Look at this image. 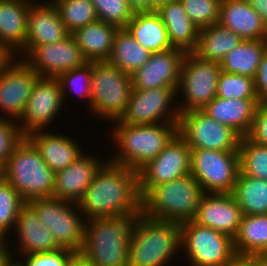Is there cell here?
<instances>
[{
  "label": "cell",
  "mask_w": 267,
  "mask_h": 266,
  "mask_svg": "<svg viewBox=\"0 0 267 266\" xmlns=\"http://www.w3.org/2000/svg\"><path fill=\"white\" fill-rule=\"evenodd\" d=\"M77 207L88 219L142 213L138 172L106 161L85 190Z\"/></svg>",
  "instance_id": "6da1fadb"
},
{
  "label": "cell",
  "mask_w": 267,
  "mask_h": 266,
  "mask_svg": "<svg viewBox=\"0 0 267 266\" xmlns=\"http://www.w3.org/2000/svg\"><path fill=\"white\" fill-rule=\"evenodd\" d=\"M140 214L88 219L80 253L93 266H128L129 243Z\"/></svg>",
  "instance_id": "7a4b0ae2"
},
{
  "label": "cell",
  "mask_w": 267,
  "mask_h": 266,
  "mask_svg": "<svg viewBox=\"0 0 267 266\" xmlns=\"http://www.w3.org/2000/svg\"><path fill=\"white\" fill-rule=\"evenodd\" d=\"M181 246V224L141 213L129 243L128 266H164Z\"/></svg>",
  "instance_id": "3957f363"
},
{
  "label": "cell",
  "mask_w": 267,
  "mask_h": 266,
  "mask_svg": "<svg viewBox=\"0 0 267 266\" xmlns=\"http://www.w3.org/2000/svg\"><path fill=\"white\" fill-rule=\"evenodd\" d=\"M0 175L25 202L53 196L55 172L26 137L14 147Z\"/></svg>",
  "instance_id": "277c9868"
},
{
  "label": "cell",
  "mask_w": 267,
  "mask_h": 266,
  "mask_svg": "<svg viewBox=\"0 0 267 266\" xmlns=\"http://www.w3.org/2000/svg\"><path fill=\"white\" fill-rule=\"evenodd\" d=\"M204 194L191 175L153 186L141 198L142 213L150 218L183 223L194 220Z\"/></svg>",
  "instance_id": "5b68a950"
},
{
  "label": "cell",
  "mask_w": 267,
  "mask_h": 266,
  "mask_svg": "<svg viewBox=\"0 0 267 266\" xmlns=\"http://www.w3.org/2000/svg\"><path fill=\"white\" fill-rule=\"evenodd\" d=\"M114 139L120 155L112 163L139 171L152 161L178 134V123H156L151 125H130L117 122Z\"/></svg>",
  "instance_id": "8992f818"
},
{
  "label": "cell",
  "mask_w": 267,
  "mask_h": 266,
  "mask_svg": "<svg viewBox=\"0 0 267 266\" xmlns=\"http://www.w3.org/2000/svg\"><path fill=\"white\" fill-rule=\"evenodd\" d=\"M91 89L94 113L116 121L124 113L133 91L131 75L108 61H92Z\"/></svg>",
  "instance_id": "52a82bcc"
},
{
  "label": "cell",
  "mask_w": 267,
  "mask_h": 266,
  "mask_svg": "<svg viewBox=\"0 0 267 266\" xmlns=\"http://www.w3.org/2000/svg\"><path fill=\"white\" fill-rule=\"evenodd\" d=\"M181 244L191 266H228L238 259L232 237L193 220L181 223Z\"/></svg>",
  "instance_id": "ba28073f"
},
{
  "label": "cell",
  "mask_w": 267,
  "mask_h": 266,
  "mask_svg": "<svg viewBox=\"0 0 267 266\" xmlns=\"http://www.w3.org/2000/svg\"><path fill=\"white\" fill-rule=\"evenodd\" d=\"M239 152L191 149V175L204 193L232 194L238 174Z\"/></svg>",
  "instance_id": "9c48e42d"
},
{
  "label": "cell",
  "mask_w": 267,
  "mask_h": 266,
  "mask_svg": "<svg viewBox=\"0 0 267 266\" xmlns=\"http://www.w3.org/2000/svg\"><path fill=\"white\" fill-rule=\"evenodd\" d=\"M221 72L220 63L203 60L193 52L186 53L178 84L186 103L178 109L179 113L204 109L216 97Z\"/></svg>",
  "instance_id": "30bf717a"
},
{
  "label": "cell",
  "mask_w": 267,
  "mask_h": 266,
  "mask_svg": "<svg viewBox=\"0 0 267 266\" xmlns=\"http://www.w3.org/2000/svg\"><path fill=\"white\" fill-rule=\"evenodd\" d=\"M40 222L50 231L60 248L80 253L85 223L74 213V203L58 198H37L27 202ZM70 204V205H69Z\"/></svg>",
  "instance_id": "8fae6325"
},
{
  "label": "cell",
  "mask_w": 267,
  "mask_h": 266,
  "mask_svg": "<svg viewBox=\"0 0 267 266\" xmlns=\"http://www.w3.org/2000/svg\"><path fill=\"white\" fill-rule=\"evenodd\" d=\"M178 134L191 149L238 151L241 136L231 127L219 123L202 110L180 114Z\"/></svg>",
  "instance_id": "7c38bea8"
},
{
  "label": "cell",
  "mask_w": 267,
  "mask_h": 266,
  "mask_svg": "<svg viewBox=\"0 0 267 266\" xmlns=\"http://www.w3.org/2000/svg\"><path fill=\"white\" fill-rule=\"evenodd\" d=\"M191 173V148L177 134L156 158L138 171L141 198L156 185L184 177Z\"/></svg>",
  "instance_id": "4fadbf2b"
},
{
  "label": "cell",
  "mask_w": 267,
  "mask_h": 266,
  "mask_svg": "<svg viewBox=\"0 0 267 266\" xmlns=\"http://www.w3.org/2000/svg\"><path fill=\"white\" fill-rule=\"evenodd\" d=\"M177 92V87H161L148 90L133 89L124 113L116 122L130 125H151L163 121V123H179V110L169 111L170 103H172Z\"/></svg>",
  "instance_id": "5bb4252c"
},
{
  "label": "cell",
  "mask_w": 267,
  "mask_h": 266,
  "mask_svg": "<svg viewBox=\"0 0 267 266\" xmlns=\"http://www.w3.org/2000/svg\"><path fill=\"white\" fill-rule=\"evenodd\" d=\"M27 55L30 60L24 62L40 77L57 78L89 62L71 34L61 41L36 46Z\"/></svg>",
  "instance_id": "9a60e30c"
},
{
  "label": "cell",
  "mask_w": 267,
  "mask_h": 266,
  "mask_svg": "<svg viewBox=\"0 0 267 266\" xmlns=\"http://www.w3.org/2000/svg\"><path fill=\"white\" fill-rule=\"evenodd\" d=\"M63 100L62 89L57 78L39 77L20 117L23 122L25 121L24 125L19 127L22 135L26 137L34 131L43 130L58 114Z\"/></svg>",
  "instance_id": "2e32d148"
},
{
  "label": "cell",
  "mask_w": 267,
  "mask_h": 266,
  "mask_svg": "<svg viewBox=\"0 0 267 266\" xmlns=\"http://www.w3.org/2000/svg\"><path fill=\"white\" fill-rule=\"evenodd\" d=\"M39 77L24 61H12L0 73V109L20 121Z\"/></svg>",
  "instance_id": "e0dca14e"
},
{
  "label": "cell",
  "mask_w": 267,
  "mask_h": 266,
  "mask_svg": "<svg viewBox=\"0 0 267 266\" xmlns=\"http://www.w3.org/2000/svg\"><path fill=\"white\" fill-rule=\"evenodd\" d=\"M185 54L186 52L179 48L152 53L148 61L131 74L133 89L178 88Z\"/></svg>",
  "instance_id": "ac0fdd59"
},
{
  "label": "cell",
  "mask_w": 267,
  "mask_h": 266,
  "mask_svg": "<svg viewBox=\"0 0 267 266\" xmlns=\"http://www.w3.org/2000/svg\"><path fill=\"white\" fill-rule=\"evenodd\" d=\"M243 213L232 194L204 193L194 222L234 238Z\"/></svg>",
  "instance_id": "d6986e66"
},
{
  "label": "cell",
  "mask_w": 267,
  "mask_h": 266,
  "mask_svg": "<svg viewBox=\"0 0 267 266\" xmlns=\"http://www.w3.org/2000/svg\"><path fill=\"white\" fill-rule=\"evenodd\" d=\"M69 35L53 0L48 4H31L27 18L26 41L22 48L25 54L36 46L58 42Z\"/></svg>",
  "instance_id": "ffe728a7"
},
{
  "label": "cell",
  "mask_w": 267,
  "mask_h": 266,
  "mask_svg": "<svg viewBox=\"0 0 267 266\" xmlns=\"http://www.w3.org/2000/svg\"><path fill=\"white\" fill-rule=\"evenodd\" d=\"M82 153L71 165L55 173L53 198L77 203L83 197L102 165L97 159Z\"/></svg>",
  "instance_id": "44dd1931"
},
{
  "label": "cell",
  "mask_w": 267,
  "mask_h": 266,
  "mask_svg": "<svg viewBox=\"0 0 267 266\" xmlns=\"http://www.w3.org/2000/svg\"><path fill=\"white\" fill-rule=\"evenodd\" d=\"M219 24L243 40L267 39V26L245 0H222Z\"/></svg>",
  "instance_id": "7402d4cb"
},
{
  "label": "cell",
  "mask_w": 267,
  "mask_h": 266,
  "mask_svg": "<svg viewBox=\"0 0 267 266\" xmlns=\"http://www.w3.org/2000/svg\"><path fill=\"white\" fill-rule=\"evenodd\" d=\"M259 99H225L215 97L202 111L221 124L246 137L253 124Z\"/></svg>",
  "instance_id": "603a6c76"
},
{
  "label": "cell",
  "mask_w": 267,
  "mask_h": 266,
  "mask_svg": "<svg viewBox=\"0 0 267 266\" xmlns=\"http://www.w3.org/2000/svg\"><path fill=\"white\" fill-rule=\"evenodd\" d=\"M34 131L26 138L36 147L44 162L56 173L71 165L82 153L67 136Z\"/></svg>",
  "instance_id": "cb8c5ba5"
},
{
  "label": "cell",
  "mask_w": 267,
  "mask_h": 266,
  "mask_svg": "<svg viewBox=\"0 0 267 266\" xmlns=\"http://www.w3.org/2000/svg\"><path fill=\"white\" fill-rule=\"evenodd\" d=\"M19 250L23 254L50 252L60 249L50 231L40 222L35 210L26 202L17 215Z\"/></svg>",
  "instance_id": "d4e9b609"
},
{
  "label": "cell",
  "mask_w": 267,
  "mask_h": 266,
  "mask_svg": "<svg viewBox=\"0 0 267 266\" xmlns=\"http://www.w3.org/2000/svg\"><path fill=\"white\" fill-rule=\"evenodd\" d=\"M156 11L168 31L171 45L186 53L193 52L197 47L200 29L189 19L180 0L163 4Z\"/></svg>",
  "instance_id": "484cf974"
},
{
  "label": "cell",
  "mask_w": 267,
  "mask_h": 266,
  "mask_svg": "<svg viewBox=\"0 0 267 266\" xmlns=\"http://www.w3.org/2000/svg\"><path fill=\"white\" fill-rule=\"evenodd\" d=\"M31 3L30 0H0V44L12 53L25 45Z\"/></svg>",
  "instance_id": "4316f807"
},
{
  "label": "cell",
  "mask_w": 267,
  "mask_h": 266,
  "mask_svg": "<svg viewBox=\"0 0 267 266\" xmlns=\"http://www.w3.org/2000/svg\"><path fill=\"white\" fill-rule=\"evenodd\" d=\"M125 29L151 53L174 48L162 18L156 10L134 12Z\"/></svg>",
  "instance_id": "83f0119b"
},
{
  "label": "cell",
  "mask_w": 267,
  "mask_h": 266,
  "mask_svg": "<svg viewBox=\"0 0 267 266\" xmlns=\"http://www.w3.org/2000/svg\"><path fill=\"white\" fill-rule=\"evenodd\" d=\"M118 27L97 20L75 30L71 35L89 61H107L111 55Z\"/></svg>",
  "instance_id": "f1b7e54d"
},
{
  "label": "cell",
  "mask_w": 267,
  "mask_h": 266,
  "mask_svg": "<svg viewBox=\"0 0 267 266\" xmlns=\"http://www.w3.org/2000/svg\"><path fill=\"white\" fill-rule=\"evenodd\" d=\"M266 48L267 39L242 40L220 62L221 69L226 73L254 78Z\"/></svg>",
  "instance_id": "f546056e"
},
{
  "label": "cell",
  "mask_w": 267,
  "mask_h": 266,
  "mask_svg": "<svg viewBox=\"0 0 267 266\" xmlns=\"http://www.w3.org/2000/svg\"><path fill=\"white\" fill-rule=\"evenodd\" d=\"M234 239L238 258L267 253V214L243 215Z\"/></svg>",
  "instance_id": "4dcf8cb0"
},
{
  "label": "cell",
  "mask_w": 267,
  "mask_h": 266,
  "mask_svg": "<svg viewBox=\"0 0 267 266\" xmlns=\"http://www.w3.org/2000/svg\"><path fill=\"white\" fill-rule=\"evenodd\" d=\"M242 40L240 36L219 23L213 24L200 29L197 47L193 53L203 60L220 63Z\"/></svg>",
  "instance_id": "1f68e13d"
},
{
  "label": "cell",
  "mask_w": 267,
  "mask_h": 266,
  "mask_svg": "<svg viewBox=\"0 0 267 266\" xmlns=\"http://www.w3.org/2000/svg\"><path fill=\"white\" fill-rule=\"evenodd\" d=\"M151 54L125 28H120L115 34L113 49L107 61L131 75L148 61Z\"/></svg>",
  "instance_id": "d6a6232c"
},
{
  "label": "cell",
  "mask_w": 267,
  "mask_h": 266,
  "mask_svg": "<svg viewBox=\"0 0 267 266\" xmlns=\"http://www.w3.org/2000/svg\"><path fill=\"white\" fill-rule=\"evenodd\" d=\"M243 215L267 214V180L240 171L232 192Z\"/></svg>",
  "instance_id": "836d02e7"
},
{
  "label": "cell",
  "mask_w": 267,
  "mask_h": 266,
  "mask_svg": "<svg viewBox=\"0 0 267 266\" xmlns=\"http://www.w3.org/2000/svg\"><path fill=\"white\" fill-rule=\"evenodd\" d=\"M53 3L70 34L98 20L91 0H54Z\"/></svg>",
  "instance_id": "e575fe53"
},
{
  "label": "cell",
  "mask_w": 267,
  "mask_h": 266,
  "mask_svg": "<svg viewBox=\"0 0 267 266\" xmlns=\"http://www.w3.org/2000/svg\"><path fill=\"white\" fill-rule=\"evenodd\" d=\"M239 167L243 175L267 180V146L242 137L239 144Z\"/></svg>",
  "instance_id": "d590c367"
},
{
  "label": "cell",
  "mask_w": 267,
  "mask_h": 266,
  "mask_svg": "<svg viewBox=\"0 0 267 266\" xmlns=\"http://www.w3.org/2000/svg\"><path fill=\"white\" fill-rule=\"evenodd\" d=\"M26 202L20 194L0 175V240L12 224H16L17 215ZM11 226V227H10Z\"/></svg>",
  "instance_id": "8d00e7d4"
},
{
  "label": "cell",
  "mask_w": 267,
  "mask_h": 266,
  "mask_svg": "<svg viewBox=\"0 0 267 266\" xmlns=\"http://www.w3.org/2000/svg\"><path fill=\"white\" fill-rule=\"evenodd\" d=\"M216 97L225 99H258L254 78L221 72Z\"/></svg>",
  "instance_id": "74e56055"
},
{
  "label": "cell",
  "mask_w": 267,
  "mask_h": 266,
  "mask_svg": "<svg viewBox=\"0 0 267 266\" xmlns=\"http://www.w3.org/2000/svg\"><path fill=\"white\" fill-rule=\"evenodd\" d=\"M97 18L120 28H125L133 18L134 10L127 0H91Z\"/></svg>",
  "instance_id": "f35d334b"
},
{
  "label": "cell",
  "mask_w": 267,
  "mask_h": 266,
  "mask_svg": "<svg viewBox=\"0 0 267 266\" xmlns=\"http://www.w3.org/2000/svg\"><path fill=\"white\" fill-rule=\"evenodd\" d=\"M222 0H180L189 19L203 29L219 23Z\"/></svg>",
  "instance_id": "ab89813d"
},
{
  "label": "cell",
  "mask_w": 267,
  "mask_h": 266,
  "mask_svg": "<svg viewBox=\"0 0 267 266\" xmlns=\"http://www.w3.org/2000/svg\"><path fill=\"white\" fill-rule=\"evenodd\" d=\"M91 73H92V62H88L84 66L75 68L71 71L61 73L57 77V79L59 80L62 89L63 98H65L64 96L66 93L65 87L69 86L68 88L70 87L73 88L74 91H77V94H79L80 97H89V102H90L89 104L91 107V95H92ZM78 81L82 83V86L81 84H79ZM78 85H80V89L82 90L75 89L79 87Z\"/></svg>",
  "instance_id": "60d3db41"
},
{
  "label": "cell",
  "mask_w": 267,
  "mask_h": 266,
  "mask_svg": "<svg viewBox=\"0 0 267 266\" xmlns=\"http://www.w3.org/2000/svg\"><path fill=\"white\" fill-rule=\"evenodd\" d=\"M0 116V171L4 168L14 147L24 137L16 123ZM12 122V123H11Z\"/></svg>",
  "instance_id": "b9f144b4"
},
{
  "label": "cell",
  "mask_w": 267,
  "mask_h": 266,
  "mask_svg": "<svg viewBox=\"0 0 267 266\" xmlns=\"http://www.w3.org/2000/svg\"><path fill=\"white\" fill-rule=\"evenodd\" d=\"M73 254V251L66 248L50 252L25 254V259L27 260H25L24 264L26 266H64Z\"/></svg>",
  "instance_id": "7bdbcfd3"
},
{
  "label": "cell",
  "mask_w": 267,
  "mask_h": 266,
  "mask_svg": "<svg viewBox=\"0 0 267 266\" xmlns=\"http://www.w3.org/2000/svg\"><path fill=\"white\" fill-rule=\"evenodd\" d=\"M247 137L256 144L267 146V103H260L257 106L252 128Z\"/></svg>",
  "instance_id": "ee69618b"
},
{
  "label": "cell",
  "mask_w": 267,
  "mask_h": 266,
  "mask_svg": "<svg viewBox=\"0 0 267 266\" xmlns=\"http://www.w3.org/2000/svg\"><path fill=\"white\" fill-rule=\"evenodd\" d=\"M254 81L259 103H267V48L263 53Z\"/></svg>",
  "instance_id": "f6af8a7d"
},
{
  "label": "cell",
  "mask_w": 267,
  "mask_h": 266,
  "mask_svg": "<svg viewBox=\"0 0 267 266\" xmlns=\"http://www.w3.org/2000/svg\"><path fill=\"white\" fill-rule=\"evenodd\" d=\"M261 17L263 23L267 26V0H245Z\"/></svg>",
  "instance_id": "bcb514c9"
},
{
  "label": "cell",
  "mask_w": 267,
  "mask_h": 266,
  "mask_svg": "<svg viewBox=\"0 0 267 266\" xmlns=\"http://www.w3.org/2000/svg\"><path fill=\"white\" fill-rule=\"evenodd\" d=\"M13 55L5 45L0 44V73L12 62Z\"/></svg>",
  "instance_id": "7dc6e473"
},
{
  "label": "cell",
  "mask_w": 267,
  "mask_h": 266,
  "mask_svg": "<svg viewBox=\"0 0 267 266\" xmlns=\"http://www.w3.org/2000/svg\"><path fill=\"white\" fill-rule=\"evenodd\" d=\"M130 7L136 11H152V0H127Z\"/></svg>",
  "instance_id": "c3c4849f"
},
{
  "label": "cell",
  "mask_w": 267,
  "mask_h": 266,
  "mask_svg": "<svg viewBox=\"0 0 267 266\" xmlns=\"http://www.w3.org/2000/svg\"><path fill=\"white\" fill-rule=\"evenodd\" d=\"M64 266H93L89 261L81 254L74 253L65 263Z\"/></svg>",
  "instance_id": "681fc988"
},
{
  "label": "cell",
  "mask_w": 267,
  "mask_h": 266,
  "mask_svg": "<svg viewBox=\"0 0 267 266\" xmlns=\"http://www.w3.org/2000/svg\"><path fill=\"white\" fill-rule=\"evenodd\" d=\"M243 259L250 266H267V254H253Z\"/></svg>",
  "instance_id": "f907efd6"
},
{
  "label": "cell",
  "mask_w": 267,
  "mask_h": 266,
  "mask_svg": "<svg viewBox=\"0 0 267 266\" xmlns=\"http://www.w3.org/2000/svg\"><path fill=\"white\" fill-rule=\"evenodd\" d=\"M7 248L3 242V246L0 248V266H6L8 260L12 258L11 252Z\"/></svg>",
  "instance_id": "816d5d0a"
},
{
  "label": "cell",
  "mask_w": 267,
  "mask_h": 266,
  "mask_svg": "<svg viewBox=\"0 0 267 266\" xmlns=\"http://www.w3.org/2000/svg\"><path fill=\"white\" fill-rule=\"evenodd\" d=\"M175 0H152V11L158 9L161 5Z\"/></svg>",
  "instance_id": "f5cc1de1"
},
{
  "label": "cell",
  "mask_w": 267,
  "mask_h": 266,
  "mask_svg": "<svg viewBox=\"0 0 267 266\" xmlns=\"http://www.w3.org/2000/svg\"><path fill=\"white\" fill-rule=\"evenodd\" d=\"M228 266H250L243 258H238L235 262Z\"/></svg>",
  "instance_id": "db71d44e"
},
{
  "label": "cell",
  "mask_w": 267,
  "mask_h": 266,
  "mask_svg": "<svg viewBox=\"0 0 267 266\" xmlns=\"http://www.w3.org/2000/svg\"><path fill=\"white\" fill-rule=\"evenodd\" d=\"M12 260H13V259L10 258V259L8 260L6 266H26L24 263H20V262L15 263V262H13Z\"/></svg>",
  "instance_id": "11a10c76"
},
{
  "label": "cell",
  "mask_w": 267,
  "mask_h": 266,
  "mask_svg": "<svg viewBox=\"0 0 267 266\" xmlns=\"http://www.w3.org/2000/svg\"><path fill=\"white\" fill-rule=\"evenodd\" d=\"M3 246V241L0 240V248Z\"/></svg>",
  "instance_id": "9f6ffc18"
}]
</instances>
